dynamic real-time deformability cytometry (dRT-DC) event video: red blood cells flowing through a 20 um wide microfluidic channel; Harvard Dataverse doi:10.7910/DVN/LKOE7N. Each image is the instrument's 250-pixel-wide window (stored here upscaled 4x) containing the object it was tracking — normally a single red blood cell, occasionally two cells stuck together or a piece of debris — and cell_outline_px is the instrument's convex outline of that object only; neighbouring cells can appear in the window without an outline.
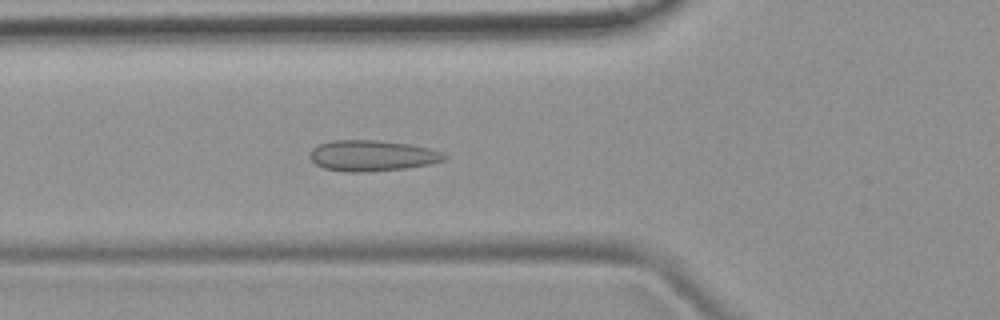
{"species": "common noctule bat (a hibernating species)", "species_latin": "Nyctalus noctula", "temperature_condition": "room temperature", "stored_images_in_passage": 51, "camera_frame_rate_fps": 3000, "um_per_image_px": 0.085, "animal": {"sex": "female", "body_mass_g": 19.9}, "frame": {"image": 1, "passage_image": 18, "time_ms": 5.667, "image_size_px": [1000, 320], "cell_outline_px": [[448, 156], [444, 160], [428, 164], [404, 168], [364, 172], [348, 172], [324, 168], [316, 164], [308, 156], [308, 152], [312, 148], [320, 144], [332, 140], [380, 140], [412, 144], [428, 148], [440, 152]], "centroid_in_image_um": [31.59, 13.22], "position_along_channel_um": 94.2, "area_um2": 24.16}}
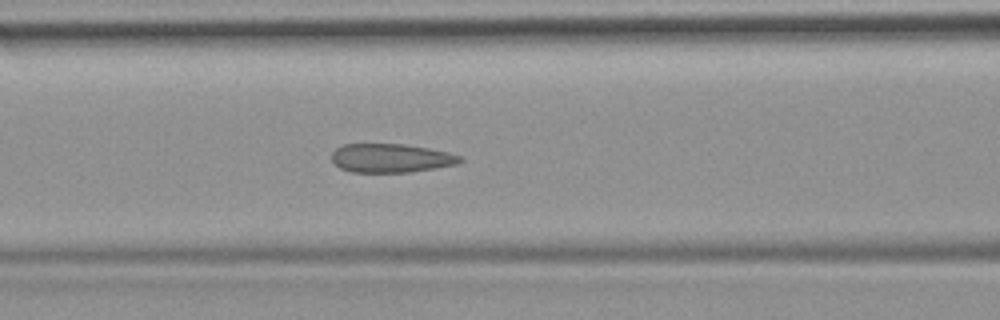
{"frame": {"image": 2, "passage_image": 21, "time_ms": 6.667, "image_size_px": [1000, 320], "cell_outline_px": [[464, 160], [456, 164], [436, 168], [408, 172], [352, 172], [340, 168], [332, 160], [332, 152], [336, 148], [344, 144], [404, 144], [428, 148], [448, 152], [460, 156]], "centroid_in_image_um": [33.23, 13.44], "position_along_channel_um": 133.4, "area_um2": 21.44}}
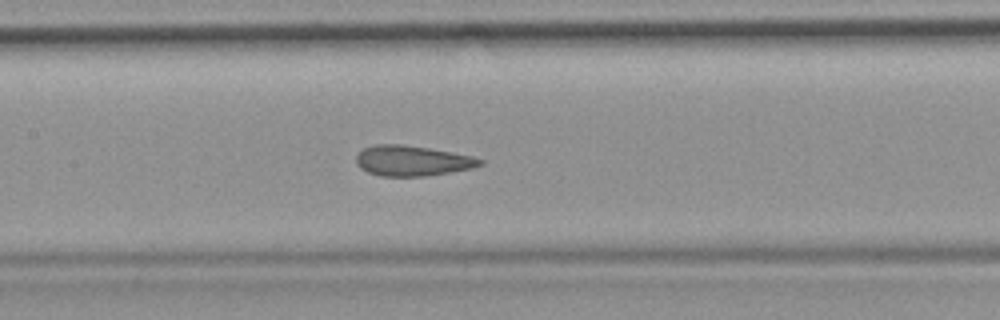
{"frame": {"image": 3, "passage_image": 24, "time_ms": 7.667, "image_size_px": [1000, 320], "cell_outline_px": [[484, 164], [472, 168], [424, 176], [380, 176], [368, 172], [360, 168], [356, 164], [356, 156], [364, 148], [376, 144], [404, 144], [452, 152], [472, 156], [484, 160]], "centroid_in_image_um": [35.03, 13.66], "position_along_channel_um": 172.4, "area_um2": 21.85}, "authors_computed_cell_mechanics": {"area_um2": 22.542, "velocity_mm_per_s": 3.9016, "shape_relaxation_time_tau1_ms": null, "shape_relaxation_time_tau2_ms": 1.0592, "deformation_change_tau1": null, "deformation_change_tau2": 0.0743}}